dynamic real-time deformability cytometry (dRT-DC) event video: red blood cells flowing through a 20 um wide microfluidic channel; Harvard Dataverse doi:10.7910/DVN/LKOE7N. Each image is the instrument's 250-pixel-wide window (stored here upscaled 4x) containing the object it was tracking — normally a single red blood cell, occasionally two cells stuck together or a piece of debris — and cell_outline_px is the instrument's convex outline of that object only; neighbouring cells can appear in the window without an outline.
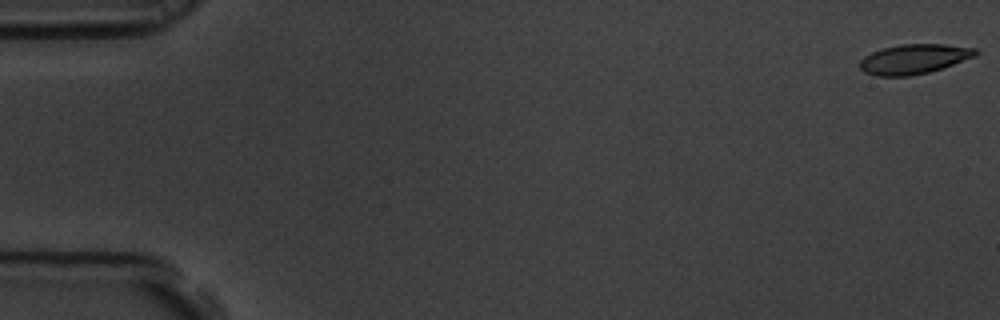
{"species": "common noctule bat (a hibernating species)", "species_latin": "Nyctalus noctula", "temperature_condition": "room temperature", "stored_images_in_passage": 58, "camera_frame_rate_fps": 3000, "um_per_image_px": 0.085, "animal": {"sex": "male", "body_mass_g": 19.5, "forearm_length_mm": 54.6}, "frame": {"image": 1, "passage_image": 1, "time_ms": 0.0, "image_size_px": [1000, 320], "cell_outline_px": [[980, 52], [976, 56], [928, 72], [908, 76], [876, 76], [864, 72], [860, 68], [860, 60], [864, 56], [872, 52], [884, 48], [900, 44], [944, 44], [976, 48]], "centroid_in_image_um": [77.68, 5.01], "position_along_channel_um": 7.3, "area_um2": 19.94}}
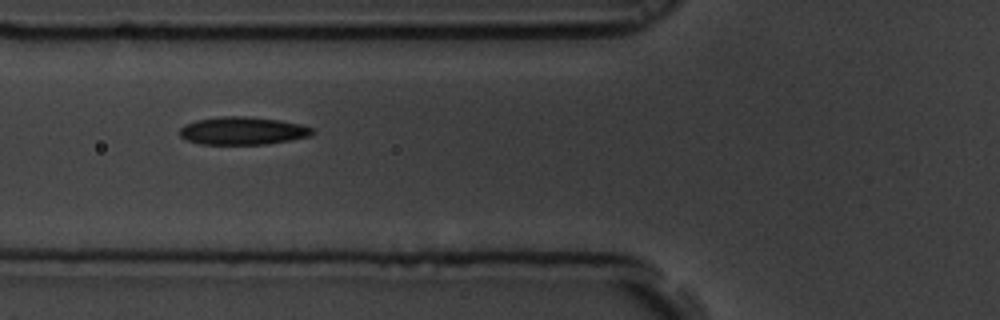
{"frame": {"image": 2, "passage_image": 22, "time_ms": 7.0, "image_size_px": [1000, 320], "cell_outline_px": [[316, 132], [312, 136], [268, 144], [200, 144], [188, 140], [180, 136], [180, 128], [184, 124], [196, 120], [220, 116], [248, 116], [280, 120], [300, 124], [316, 128]], "centroid_in_image_um": [20.68, 11.11], "position_along_channel_um": 105.1, "area_um2": 21.79}}
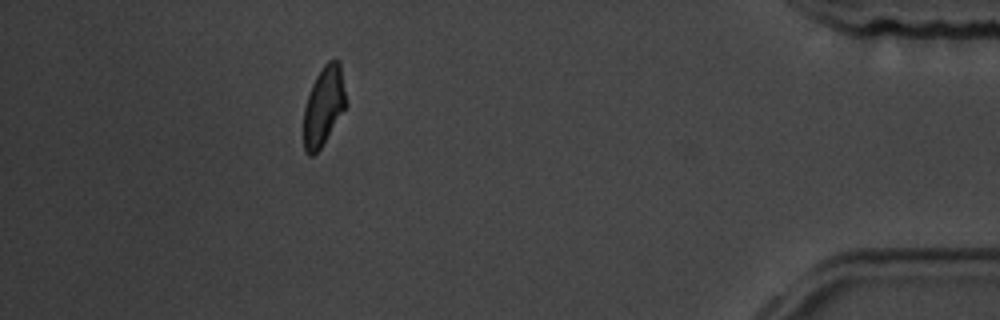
{"frame": {"image": 3, "passage_image": 52, "time_ms": 17.0, "image_size_px": [1000, 320], "cell_outline_px": [[348, 104], [320, 148], [312, 156], [308, 156], [304, 148], [304, 108], [312, 84], [316, 76], [324, 64], [328, 60], [340, 60]], "centroid_in_image_um": [27.54, 8.97], "position_along_channel_um": 407.7, "area_um2": 19.54}, "authors_computed_cell_mechanics": {"area_um2": 20.6924, "velocity_mm_per_s": 3.5509, "shape_relaxation_time_tau1_ms": 5.3754, "shape_relaxation_time_tau2_ms": 2.8868, "deformation_change_tau1": 0.1343, "deformation_change_tau2": 0.0892}}